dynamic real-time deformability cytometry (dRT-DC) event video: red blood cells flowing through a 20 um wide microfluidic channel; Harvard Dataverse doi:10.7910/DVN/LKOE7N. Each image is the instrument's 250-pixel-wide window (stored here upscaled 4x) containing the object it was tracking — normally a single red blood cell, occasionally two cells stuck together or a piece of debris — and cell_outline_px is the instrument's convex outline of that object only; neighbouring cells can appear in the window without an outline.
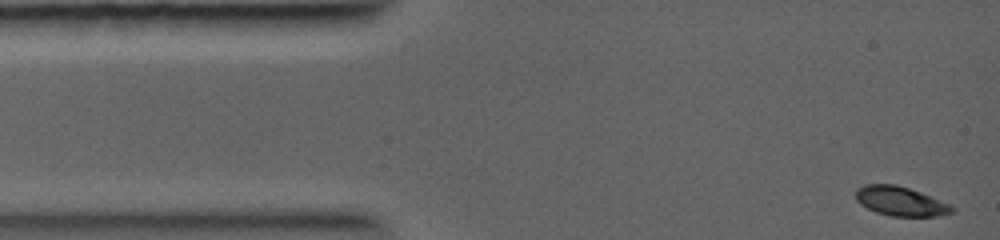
{"species": "common noctule bat (a hibernating species)", "species_latin": "Nyctalus noctula", "temperature_condition": "warm", "stored_images_in_passage": 30, "camera_frame_rate_fps": 5000, "um_per_image_px": 0.085, "animal": {"sex": "female", "body_mass_g": 19.0, "forearm_length_mm": 56.7}, "frame": {"image": 1, "passage_image": 1, "time_ms": 0.0, "image_size_px": [1000, 240], "cell_outline_px": [[956, 208], [952, 212], [936, 216], [892, 216], [876, 212], [860, 204], [856, 200], [856, 188], [864, 184], [896, 184], [920, 192], [948, 204]], "centroid_in_image_um": [76.49, 17.09], "position_along_channel_um": 8.5, "area_um2": 16.24}}
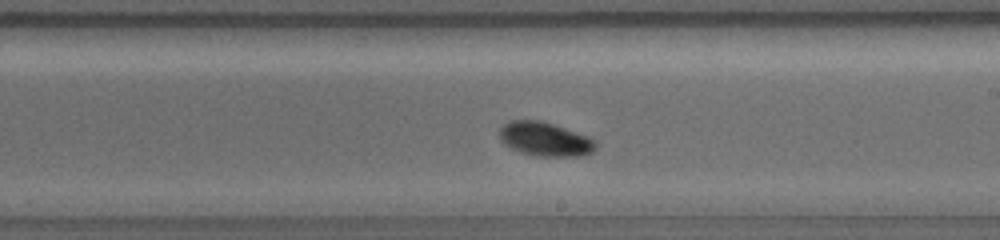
{"frame": {"image": 2, "passage_image": 19, "time_ms": 6.6, "image_size_px": [1000, 240], "cell_outline_px": [[596, 148], [592, 152], [580, 156], [536, 156], [520, 152], [504, 144], [500, 140], [500, 128], [504, 124], [512, 120], [540, 120], [588, 136], [596, 140]], "centroid_in_image_um": [46.33, 11.83], "position_along_channel_um": 242.7, "area_um2": 18.96}}
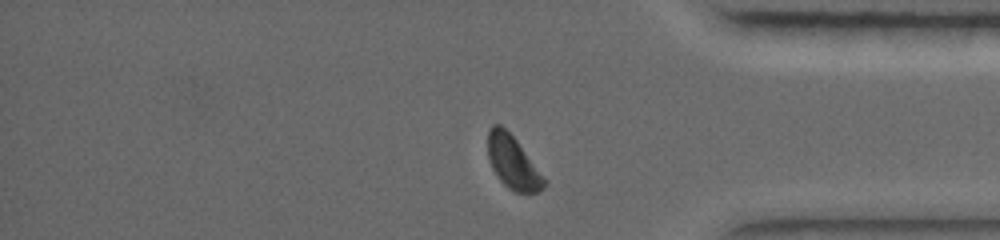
{"frame": {"image": 3, "passage_image": 28, "time_ms": 10.0, "image_size_px": [1000, 240], "cell_outline_px": [[548, 184], [540, 192], [516, 192], [508, 188], [496, 176], [492, 168], [488, 156], [488, 128], [492, 124], [500, 124], [516, 140], [548, 180]], "centroid_in_image_um": [43.62, 13.82], "position_along_channel_um": 391.6, "area_um2": 17.51}}